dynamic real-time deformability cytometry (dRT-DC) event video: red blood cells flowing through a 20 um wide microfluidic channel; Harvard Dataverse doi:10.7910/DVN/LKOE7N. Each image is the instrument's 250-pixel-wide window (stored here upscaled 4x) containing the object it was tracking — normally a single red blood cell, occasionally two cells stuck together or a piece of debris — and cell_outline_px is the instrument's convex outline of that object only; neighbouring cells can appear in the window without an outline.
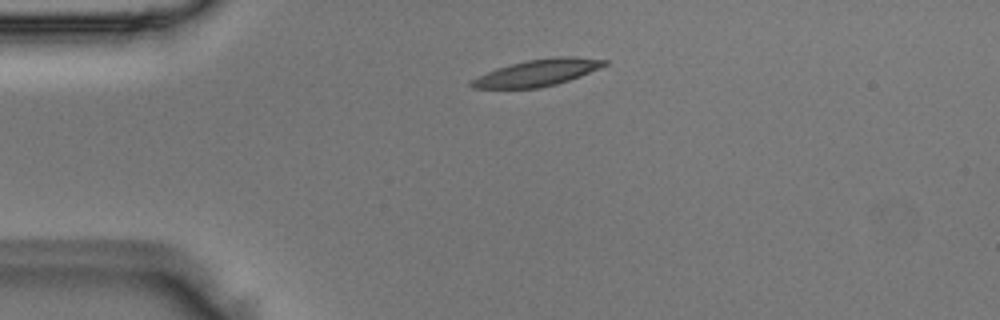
{"species": "Egyptian fruit bat (a non-hibernating species)", "species_latin": "Rousettus aegyptiacus", "temperature_condition": "room temperature", "stored_images_in_passage": 39, "camera_frame_rate_fps": 3000, "um_per_image_px": 0.085, "animal": {"sex": "male"}, "frame": {"image": 1, "passage_image": 1, "time_ms": 0.0, "image_size_px": [1000, 320], "cell_outline_px": [[608, 64], [600, 68], [580, 76], [556, 84], [536, 88], [472, 88], [468, 84], [472, 80], [496, 68], [528, 60], [552, 56], [576, 56], [608, 60]], "centroid_in_image_um": [45.73, 6.16], "position_along_channel_um": 39.3, "area_um2": 20.52}}
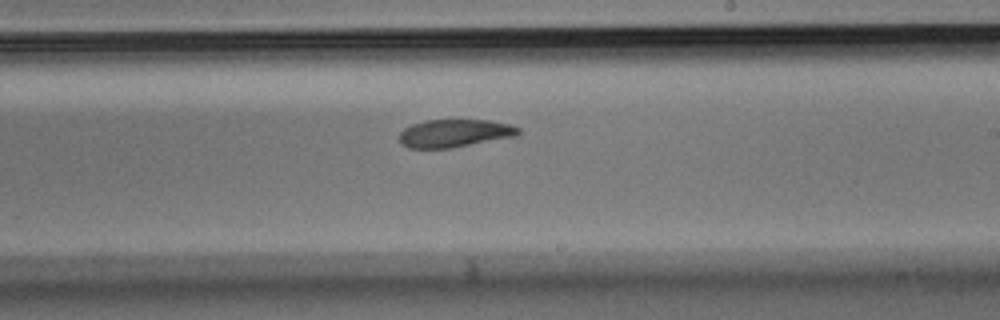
{"frame": {"image": 2, "passage_image": 19, "time_ms": 6.0, "image_size_px": [1000, 320], "cell_outline_px": [[520, 132], [516, 136], [452, 148], [408, 148], [400, 144], [400, 132], [404, 128], [412, 124], [424, 120], [488, 120], [508, 124], [520, 128]], "centroid_in_image_um": [38.61, 11.33], "position_along_channel_um": 250.4, "area_um2": 19.36}}
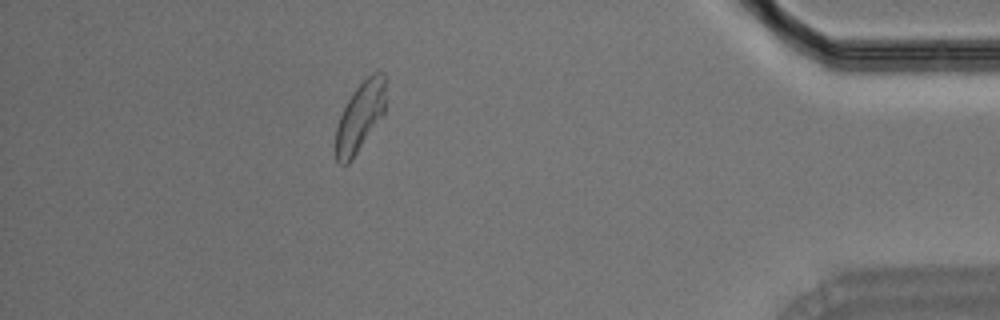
{"frame": {"image": 3, "passage_image": 34, "time_ms": 11.0, "image_size_px": [1000, 320], "cell_outline_px": [[388, 80], [384, 112], [348, 164], [340, 164], [336, 160], [336, 128], [340, 116], [348, 100], [356, 88], [372, 72], [384, 72]], "centroid_in_image_um": [30.64, 9.84], "position_along_channel_um": 404.6, "area_um2": 19.94}}